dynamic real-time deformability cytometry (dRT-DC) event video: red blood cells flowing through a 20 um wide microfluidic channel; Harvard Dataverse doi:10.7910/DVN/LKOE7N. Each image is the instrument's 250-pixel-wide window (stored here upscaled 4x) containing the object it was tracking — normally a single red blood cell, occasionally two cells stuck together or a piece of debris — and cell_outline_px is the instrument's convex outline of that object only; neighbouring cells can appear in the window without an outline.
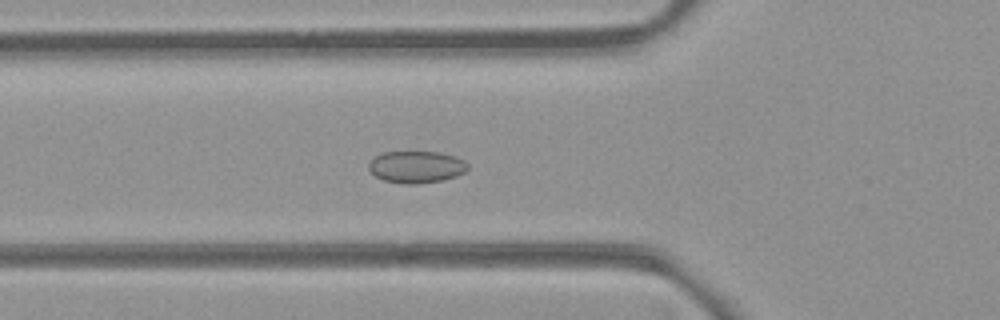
{"species": "common noctule bat (a hibernating species)", "species_latin": "Nyctalus noctula", "temperature_condition": "room temperature", "stored_images_in_passage": 48, "camera_frame_rate_fps": 3000, "um_per_image_px": 0.085, "animal": {"sex": "female", "body_mass_g": 21.9}, "frame": {"image": 1, "passage_image": 13, "time_ms": 4.0, "image_size_px": [1000, 320], "cell_outline_px": [[468, 168], [464, 172], [456, 176], [444, 180], [420, 184], [404, 184], [384, 180], [376, 176], [368, 168], [368, 164], [376, 156], [384, 152], [440, 152], [456, 156], [464, 160], [468, 164]], "centroid_in_image_um": [35.42, 14.19], "position_along_channel_um": 90.4, "area_um2": 18.5}}
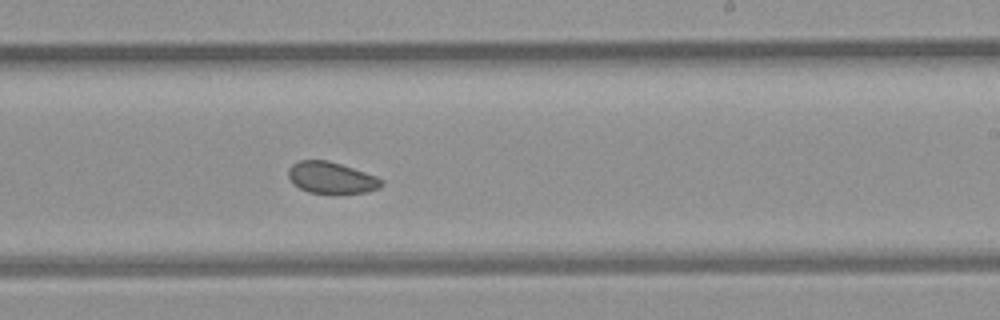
{"frame": {"image": 2, "passage_image": 26, "time_ms": 8.333, "image_size_px": [1000, 320], "cell_outline_px": [[384, 184], [380, 188], [368, 192], [336, 196], [332, 196], [308, 192], [292, 184], [288, 176], [288, 168], [292, 164], [300, 160], [328, 160], [376, 176], [384, 180]], "centroid_in_image_um": [28.18, 15.16], "position_along_channel_um": 260.8, "area_um2": 17.86}}
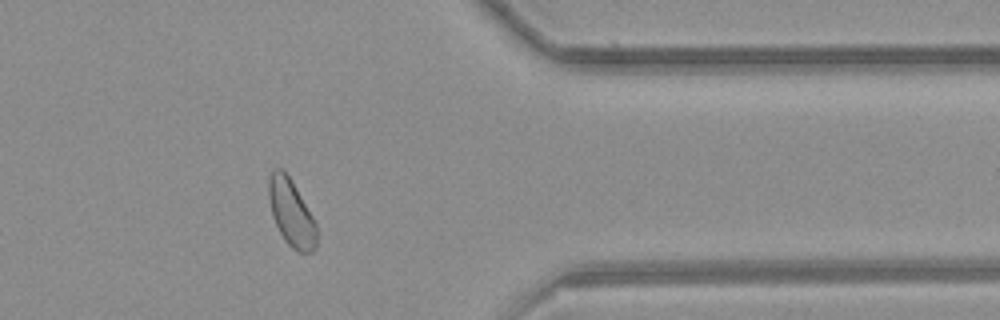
{"frame": {"image": 3, "passage_image": 37, "time_ms": 12.0, "image_size_px": [1000, 320], "cell_outline_px": [[316, 248], [312, 252], [300, 252], [292, 248], [284, 240], [272, 216], [268, 196], [268, 180], [272, 172], [276, 168], [280, 168], [288, 176], [312, 216], [316, 224]], "centroid_in_image_um": [24.74, 18.13], "position_along_channel_um": 386.7, "area_um2": 18.21}, "authors_computed_cell_mechanics": {"area_um2": 18.5249, "velocity_mm_per_s": 3.9229, "shape_relaxation_time_tau1_ms": null, "shape_relaxation_time_tau2_ms": 5.0816, "deformation_change_tau1": null, "deformation_change_tau2": 0.0762}}